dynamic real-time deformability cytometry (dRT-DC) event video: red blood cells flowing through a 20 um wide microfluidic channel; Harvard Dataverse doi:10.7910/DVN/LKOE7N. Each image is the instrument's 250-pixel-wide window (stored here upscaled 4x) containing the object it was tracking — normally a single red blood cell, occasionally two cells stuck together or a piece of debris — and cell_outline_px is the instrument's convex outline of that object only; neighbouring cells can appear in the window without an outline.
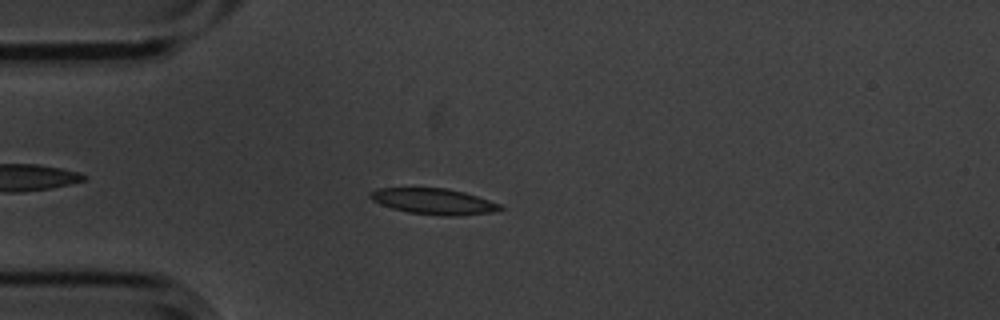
{"species": "common noctule bat (a hibernating species)", "species_latin": "Nyctalus noctula", "temperature_condition": "cold", "stored_images_in_passage": 49, "camera_frame_rate_fps": 3000, "um_per_image_px": 0.085, "animal": {"sex": "male", "body_mass_g": 20.1, "forearm_length_mm": 53.5}, "frame": {"image": 1, "passage_image": 8, "time_ms": 2.333, "image_size_px": [1000, 320], "cell_outline_px": [[504, 208], [496, 212], [460, 216], [440, 216], [408, 212], [392, 208], [380, 204], [372, 200], [368, 196], [368, 192], [376, 188], [448, 188], [464, 192], [500, 204]], "centroid_in_image_um": [36.85, 17.12], "position_along_channel_um": 48.1, "area_um2": 19.83}}
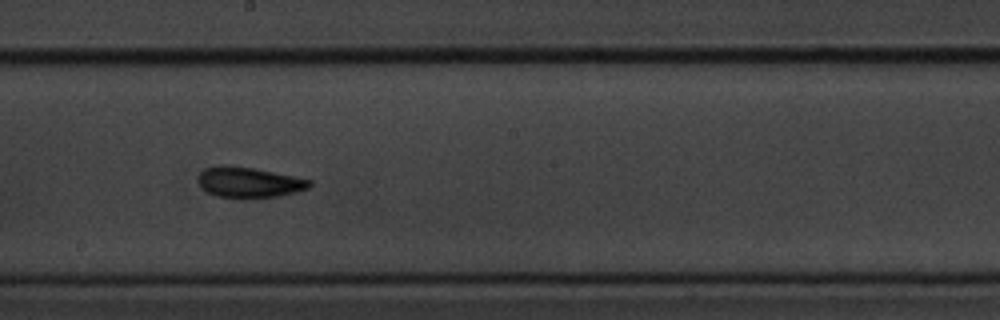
{"frame": {"image": 2, "passage_image": 24, "time_ms": 7.667, "image_size_px": [1000, 320], "cell_outline_px": [[312, 184], [308, 188], [296, 192], [280, 196], [216, 196], [200, 188], [200, 172], [204, 168], [220, 164], [228, 164], [256, 168], [312, 180]], "centroid_in_image_um": [21.17, 15.45], "position_along_channel_um": 227.0, "area_um2": 19.54}}
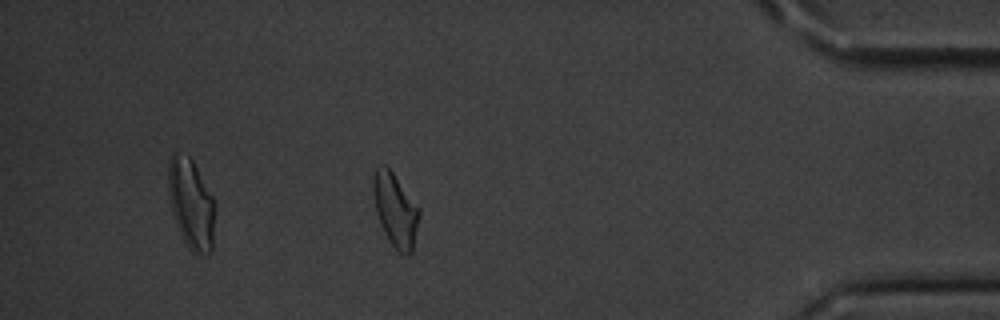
{"frame": {"image": 3, "passage_image": 42, "time_ms": 13.667, "image_size_px": [1000, 320], "cell_outline_px": [[420, 212], [412, 252], [408, 256], [404, 256], [388, 240], [380, 224], [376, 212], [372, 192], [372, 172], [376, 168], [384, 164], [392, 172], [420, 208]], "centroid_in_image_um": [33.58, 17.84], "position_along_channel_um": 401.6, "area_um2": 19.71}, "authors_computed_cell_mechanics": {"area_um2": 19.3052, "velocity_mm_per_s": 3.5901, "shape_relaxation_time_tau1_ms": 2.7413, "shape_relaxation_time_tau2_ms": 3.2289, "deformation_change_tau1": 0.1045, "deformation_change_tau2": 0.0884}}